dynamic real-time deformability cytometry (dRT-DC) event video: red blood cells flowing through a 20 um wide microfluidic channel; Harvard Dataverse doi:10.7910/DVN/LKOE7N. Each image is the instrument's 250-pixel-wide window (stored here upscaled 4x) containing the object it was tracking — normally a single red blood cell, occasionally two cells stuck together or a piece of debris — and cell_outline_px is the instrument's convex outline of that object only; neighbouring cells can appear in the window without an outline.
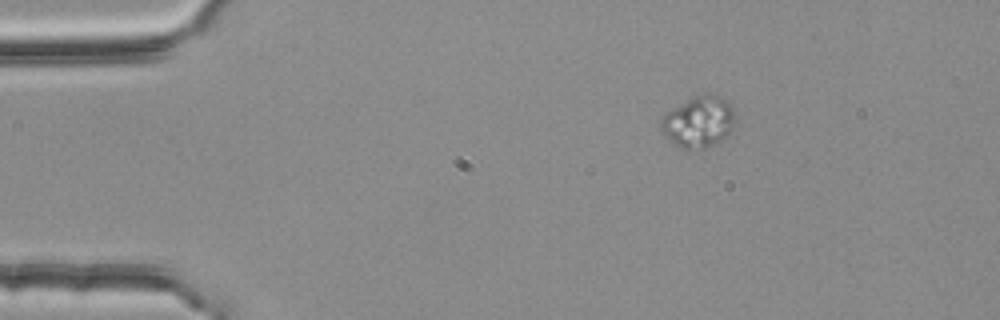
{"species": "common noctule bat (a hibernating species)", "species_latin": "Nyctalus noctula", "temperature_condition": "room temperature", "stored_images_in_passage": 47, "camera_frame_rate_fps": 3000, "um_per_image_px": 0.085, "animal": {"sex": "female", "body_mass_g": 25.1}, "frame": {"image": 1, "passage_image": 1, "time_ms": 0.0, "image_size_px": [1000, 320], "cell_outline_px": [[736, 120], [732, 128], [724, 136], [712, 144], [704, 148], [684, 148], [676, 144], [660, 128], [660, 120], [664, 112], [700, 92], [708, 92], [720, 96], [732, 104]], "centroid_in_image_um": [59.39, 10.26], "position_along_channel_um": 25.6, "area_um2": 22.08}}